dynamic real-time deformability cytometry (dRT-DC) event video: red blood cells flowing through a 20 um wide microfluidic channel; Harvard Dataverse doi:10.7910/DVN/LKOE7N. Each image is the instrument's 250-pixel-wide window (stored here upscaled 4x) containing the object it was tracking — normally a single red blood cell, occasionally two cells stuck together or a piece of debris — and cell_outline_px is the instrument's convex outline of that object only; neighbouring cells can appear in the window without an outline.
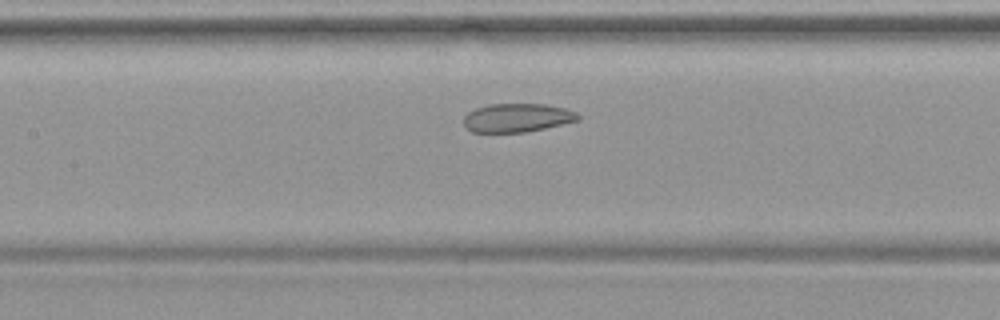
{"species": "common noctule bat (a hibernating species)", "species_latin": "Nyctalus noctula", "temperature_condition": "warm", "stored_images_in_passage": 16, "camera_frame_rate_fps": 3000, "um_per_image_px": 0.085, "animal": {"sex": "female", "body_mass_g": 19.9}, "frame": {"image": 1, "passage_image": 14, "time_ms": 4.333, "image_size_px": [1000, 320], "cell_outline_px": [[580, 120], [544, 128], [524, 132], [472, 132], [464, 128], [464, 116], [468, 112], [476, 108], [492, 104], [544, 104], [564, 108], [576, 112], [580, 116]], "centroid_in_image_um": [43.94, 10.01], "position_along_channel_um": 163.5, "area_um2": 19.02}}